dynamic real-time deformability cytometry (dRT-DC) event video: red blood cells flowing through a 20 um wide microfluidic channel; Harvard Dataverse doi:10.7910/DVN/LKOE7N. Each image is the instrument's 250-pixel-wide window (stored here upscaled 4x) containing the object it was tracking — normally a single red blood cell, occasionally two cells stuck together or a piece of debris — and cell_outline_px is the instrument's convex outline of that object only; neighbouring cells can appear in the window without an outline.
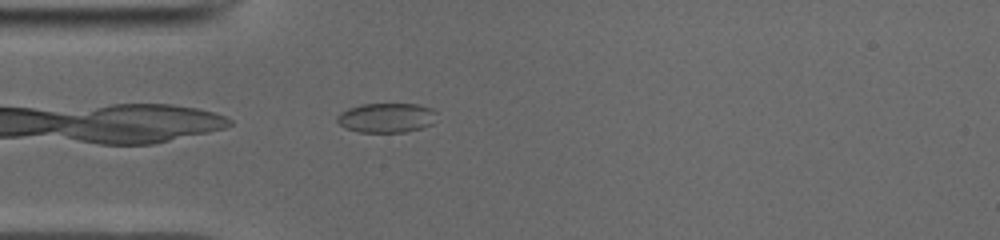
{"species": "common noctule bat (a hibernating species)", "species_latin": "Nyctalus noctula", "temperature_condition": "cold", "stored_images_in_passage": 38, "camera_frame_rate_fps": 3000, "um_per_image_px": 0.085, "animal": {"sex": "male", "body_mass_g": 19.0, "forearm_length_mm": 50.8}, "frame": {"image": 1, "passage_image": 1, "time_ms": 0.0, "image_size_px": [1000, 240], "cell_outline_px": [[436, 112], [432, 124], [424, 128], [404, 132], [360, 132], [344, 128], [336, 120], [336, 116], [340, 112], [348, 108], [360, 104], [416, 104], [432, 108]], "centroid_in_image_um": [32.83, 10.01], "position_along_channel_um": 52.2, "area_um2": 17.28}}
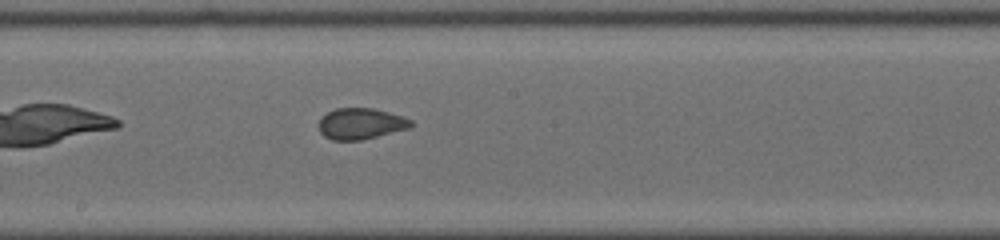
{"frame": {"image": 2, "passage_image": 14, "time_ms": 4.333, "image_size_px": [1000, 240], "cell_outline_px": [[412, 128], [360, 140], [332, 140], [324, 136], [320, 132], [320, 116], [336, 108], [372, 108], [388, 112], [412, 120]], "centroid_in_image_um": [30.66, 10.51], "position_along_channel_um": 217.5, "area_um2": 16.65}}
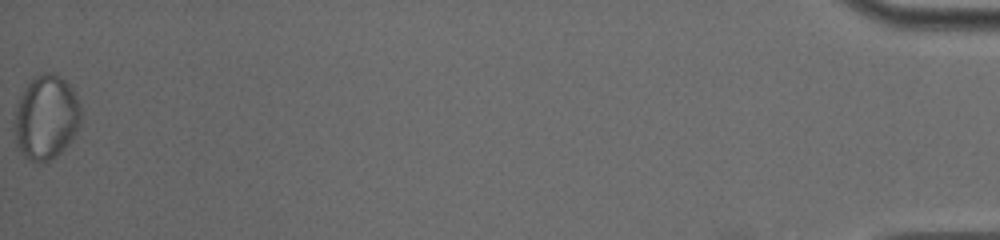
{"frame": {"image": 3, "passage_image": 38, "time_ms": 12.333, "image_size_px": [1000, 240], "cell_outline_px": [[80, 120], [72, 140], [52, 160], [28, 160], [20, 152], [16, 140], [16, 108], [20, 96], [24, 88], [36, 76], [44, 72], [56, 72], [72, 88], [80, 104]], "centroid_in_image_um": [3.94, 9.95], "position_along_channel_um": 431.3, "area_um2": 32.14}}